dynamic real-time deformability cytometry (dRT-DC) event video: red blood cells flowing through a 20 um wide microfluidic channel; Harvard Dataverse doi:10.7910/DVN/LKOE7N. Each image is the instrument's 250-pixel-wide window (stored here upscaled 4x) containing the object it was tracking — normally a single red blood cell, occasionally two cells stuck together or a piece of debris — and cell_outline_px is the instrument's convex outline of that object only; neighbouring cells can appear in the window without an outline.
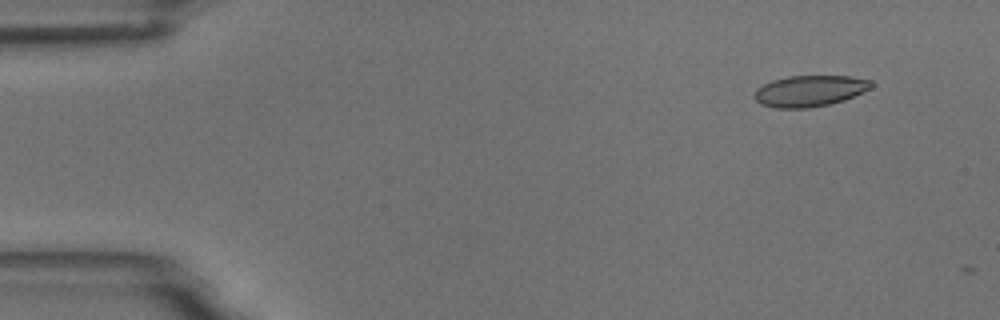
{"species": "common noctule bat (a hibernating species)", "species_latin": "Nyctalus noctula", "temperature_condition": "room temperature", "stored_images_in_passage": 3, "camera_frame_rate_fps": 3000, "um_per_image_px": 0.085, "animal": {"sex": "male", "body_mass_g": 18.8}, "frame": {"image": 1, "passage_image": 2, "time_ms": 1.0, "image_size_px": [1000, 320], "cell_outline_px": [[872, 88], [844, 100], [828, 104], [808, 108], [776, 108], [760, 104], [752, 96], [756, 88], [772, 80], [788, 76], [848, 76], [872, 80]], "centroid_in_image_um": [68.79, 7.73], "position_along_channel_um": 16.2, "area_um2": 21.27}}